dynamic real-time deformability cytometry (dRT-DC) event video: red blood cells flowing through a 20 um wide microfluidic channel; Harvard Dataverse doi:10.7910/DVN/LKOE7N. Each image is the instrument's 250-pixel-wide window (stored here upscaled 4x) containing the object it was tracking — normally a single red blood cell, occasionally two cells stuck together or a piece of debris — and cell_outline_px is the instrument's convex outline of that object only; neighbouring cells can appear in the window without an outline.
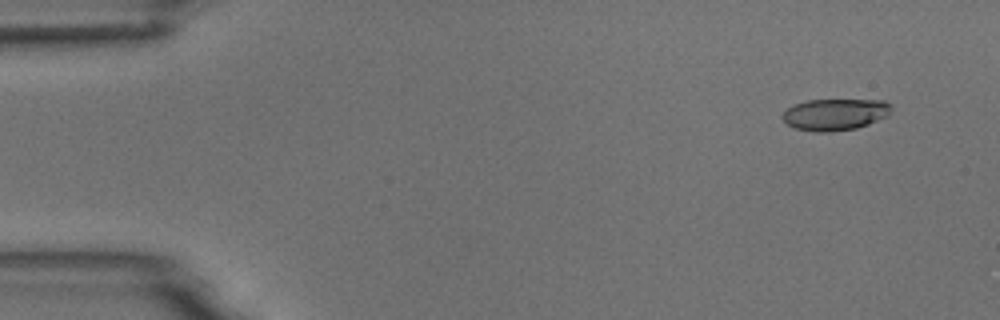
{"species": "common noctule bat (a hibernating species)", "species_latin": "Nyctalus noctula", "temperature_condition": "room temperature", "stored_images_in_passage": 4, "camera_frame_rate_fps": 3000, "um_per_image_px": 0.085, "animal": {"sex": "male", "body_mass_g": 18.8}, "frame": {"image": 1, "passage_image": 1, "time_ms": 0.0, "image_size_px": [1000, 320], "cell_outline_px": [[892, 108], [888, 116], [868, 124], [856, 128], [828, 132], [816, 132], [792, 128], [780, 116], [792, 104], [808, 100], [884, 100], [892, 104]], "centroid_in_image_um": [70.98, 9.72], "position_along_channel_um": 14.0, "area_um2": 20.23}}
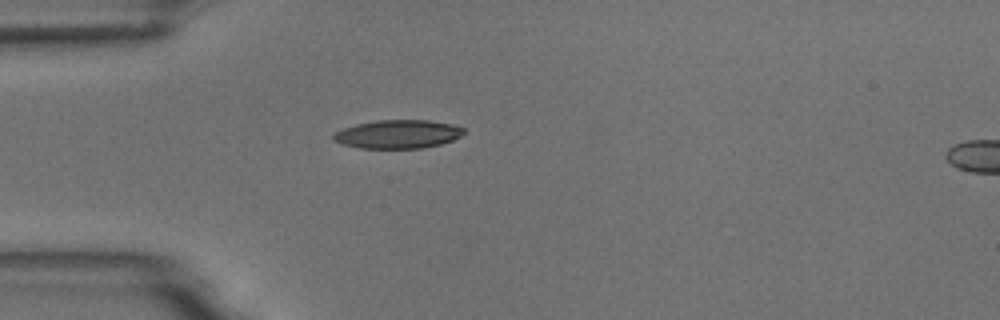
{"frame": {"image": 2, "passage_image": 4, "time_ms": 3.667, "image_size_px": [1000, 320], "cell_outline_px": [[464, 132], [460, 136], [452, 140], [440, 144], [420, 148], [360, 148], [340, 144], [332, 140], [332, 136], [336, 132], [344, 128], [356, 124], [376, 120], [428, 120], [452, 124], [464, 128]], "centroid_in_image_um": [33.79, 11.4], "position_along_channel_um": 51.2, "area_um2": 21.62}}